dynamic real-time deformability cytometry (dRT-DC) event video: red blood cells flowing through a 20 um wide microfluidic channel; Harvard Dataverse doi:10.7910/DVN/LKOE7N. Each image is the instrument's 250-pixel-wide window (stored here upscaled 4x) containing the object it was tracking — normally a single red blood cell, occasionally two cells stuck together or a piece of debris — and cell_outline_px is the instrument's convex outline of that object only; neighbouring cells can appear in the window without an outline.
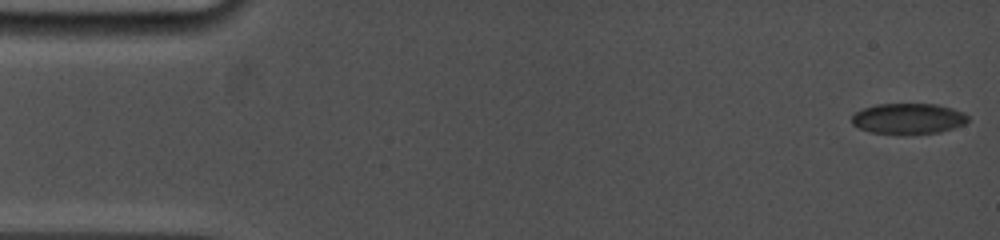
{"species": "common noctule bat (a hibernating species)", "species_latin": "Nyctalus noctula", "temperature_condition": "cold", "stored_images_in_passage": 11, "camera_frame_rate_fps": 5000, "um_per_image_px": 0.085, "animal": {"sex": "female", "body_mass_g": 19.0, "forearm_length_mm": 53.3}, "frame": {"image": 1, "passage_image": 1, "time_ms": 0.0, "image_size_px": [1000, 240], "cell_outline_px": [[968, 120], [964, 124], [940, 132], [904, 136], [900, 136], [872, 132], [860, 128], [852, 124], [852, 116], [856, 112], [864, 108], [876, 104], [936, 104], [952, 108], [964, 112], [968, 116]], "centroid_in_image_um": [77.21, 10.11], "position_along_channel_um": 7.8, "area_um2": 21.15}}
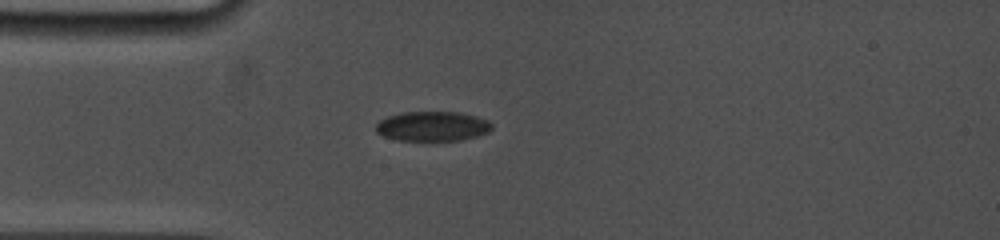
{"frame": {"image": 2, "passage_image": 7, "time_ms": 4.4, "image_size_px": [1000, 240], "cell_outline_px": [[492, 128], [488, 132], [476, 136], [460, 140], [396, 140], [384, 136], [376, 132], [376, 124], [380, 120], [388, 116], [400, 112], [460, 112], [476, 116], [488, 120], [492, 124]], "centroid_in_image_um": [36.75, 10.72], "position_along_channel_um": 48.2, "area_um2": 20.06}}
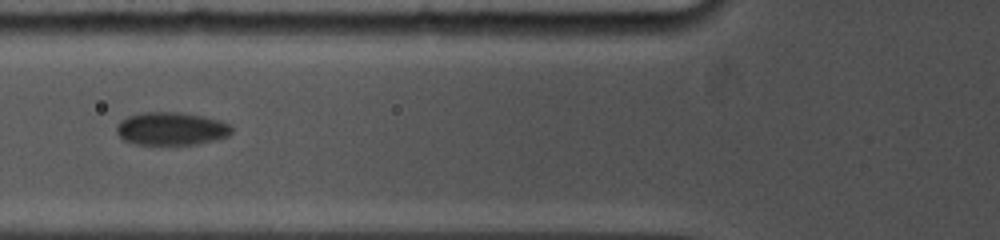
{"frame": {"image": 3, "passage_image": 10, "time_ms": 6.4, "image_size_px": [1000, 240], "cell_outline_px": [[232, 132], [228, 136], [216, 140], [196, 144], [136, 144], [124, 140], [116, 132], [116, 124], [120, 120], [128, 116], [144, 112], [176, 112], [204, 116], [220, 120], [228, 124], [232, 128]], "centroid_in_image_um": [14.55, 10.93], "position_along_channel_um": 111.2, "area_um2": 22.14}}